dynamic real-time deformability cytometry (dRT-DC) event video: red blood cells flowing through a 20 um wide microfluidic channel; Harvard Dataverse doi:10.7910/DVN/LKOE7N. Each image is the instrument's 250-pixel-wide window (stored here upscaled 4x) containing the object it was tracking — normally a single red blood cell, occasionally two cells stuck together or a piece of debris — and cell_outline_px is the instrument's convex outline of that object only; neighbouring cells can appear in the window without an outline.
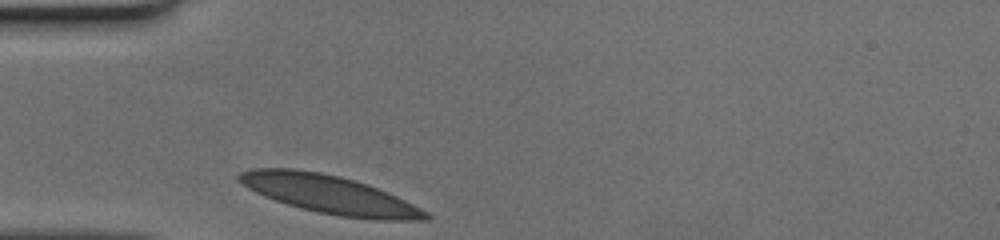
{"species": "human", "species_latin": "Homo sapiens", "temperature_condition": "cold", "stored_images_in_passage": 25, "camera_frame_rate_fps": 3000, "um_per_image_px": 0.085, "donor": {"sex": "female"}, "frame": {"image": 1, "passage_image": 1, "time_ms": 0.0, "image_size_px": [1000, 240], "cell_outline_px": [[432, 216], [428, 220], [376, 220], [340, 216], [300, 208], [264, 196], [248, 188], [236, 180], [236, 176], [240, 172], [252, 168], [292, 168], [320, 172], [340, 176], [368, 184], [388, 192], [428, 212]], "centroid_in_image_um": [28.0, 16.52], "position_along_channel_um": 57.0, "area_um2": 41.62}}
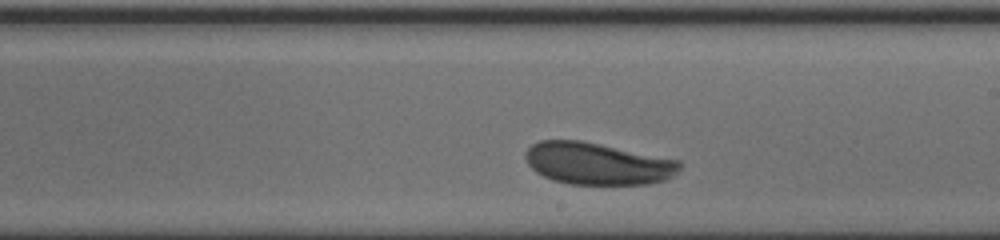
{"frame": {"image": 2, "passage_image": 15, "time_ms": 4.667, "image_size_px": [1000, 240], "cell_outline_px": [[680, 168], [672, 176], [664, 180], [648, 184], [568, 184], [552, 180], [536, 172], [528, 164], [524, 156], [524, 152], [532, 144], [540, 140], [580, 140], [680, 160]], "centroid_in_image_um": [50.75, 13.9], "position_along_channel_um": 238.2, "area_um2": 37.74}}
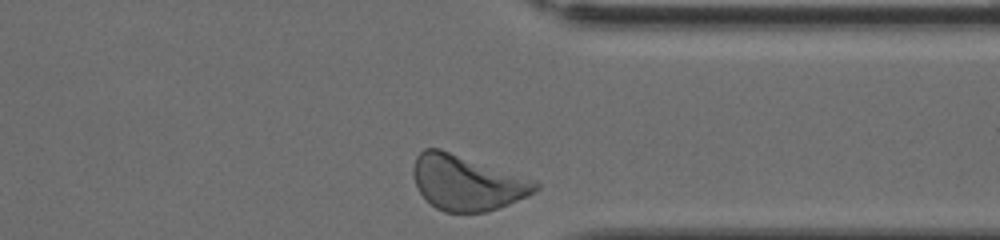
{"frame": {"image": 3, "passage_image": 25, "time_ms": 8.0, "image_size_px": [1000, 240], "cell_outline_px": [[540, 188], [528, 196], [488, 212], [444, 212], [436, 208], [416, 188], [412, 176], [412, 168], [416, 156], [424, 148], [440, 148], [540, 184]], "centroid_in_image_um": [39.61, 15.55], "position_along_channel_um": 371.8, "area_um2": 38.49}}